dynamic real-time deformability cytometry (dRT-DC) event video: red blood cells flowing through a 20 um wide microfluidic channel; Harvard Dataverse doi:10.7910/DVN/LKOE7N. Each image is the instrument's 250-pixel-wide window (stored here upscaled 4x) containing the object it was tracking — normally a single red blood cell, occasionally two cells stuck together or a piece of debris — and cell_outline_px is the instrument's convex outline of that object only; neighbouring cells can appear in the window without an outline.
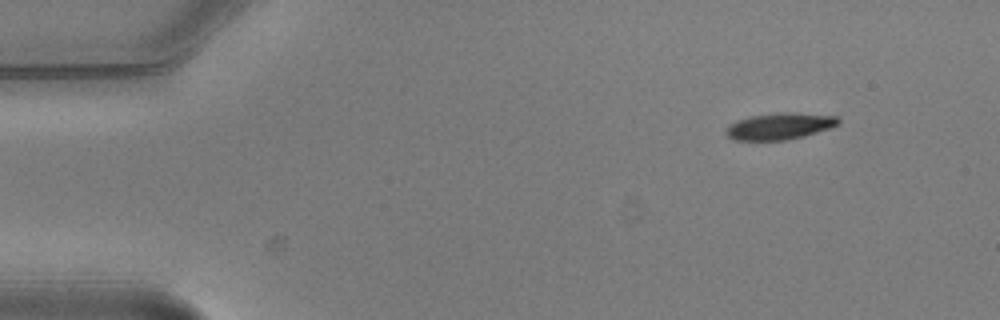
{"species": "common noctule bat (a hibernating species)", "species_latin": "Nyctalus noctula", "temperature_condition": "warm", "stored_images_in_passage": 5, "camera_frame_rate_fps": 3000, "um_per_image_px": 0.085, "animal": {"sex": "male", "body_mass_g": 20.5, "forearm_length_mm": 52.5}, "frame": {"image": 1, "passage_image": 1, "time_ms": 0.0, "image_size_px": [1000, 320], "cell_outline_px": [[840, 124], [832, 128], [804, 136], [788, 140], [732, 140], [724, 132], [732, 124], [740, 120], [752, 116], [784, 112], [792, 112], [836, 116], [840, 120]], "centroid_in_image_um": [66.34, 10.74], "position_along_channel_um": 18.7, "area_um2": 17.28}}
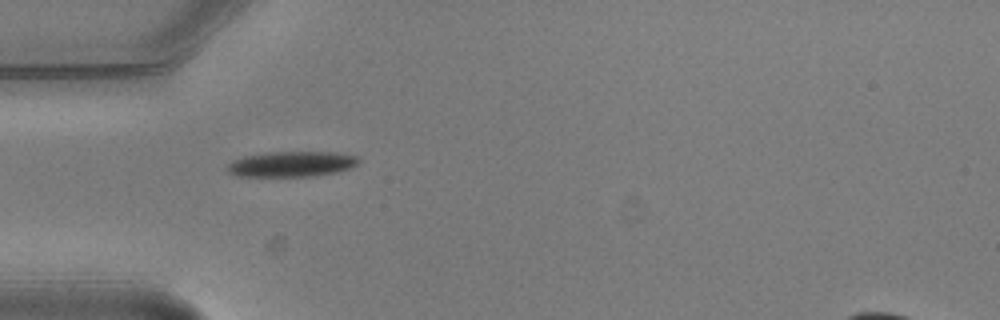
{"frame": {"image": 2, "passage_image": 4, "time_ms": 1.0, "image_size_px": [1000, 320], "cell_outline_px": [[360, 160], [356, 164], [340, 172], [316, 176], [236, 176], [228, 172], [228, 164], [232, 160], [244, 156], [272, 152], [332, 152], [356, 156]], "centroid_in_image_um": [24.78, 13.95], "position_along_channel_um": 60.2, "area_um2": 19.36}}
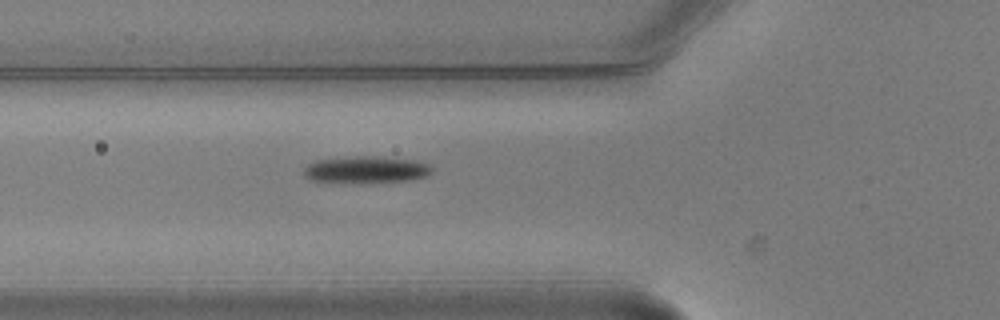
{"frame": {"image": 3, "passage_image": 5, "time_ms": 1.333, "image_size_px": [1000, 320], "cell_outline_px": [[432, 172], [428, 176], [412, 180], [308, 180], [304, 176], [304, 168], [308, 164], [316, 160], [356, 156], [380, 156], [416, 160], [428, 164], [432, 168]], "centroid_in_image_um": [31.17, 14.36], "position_along_channel_um": 94.6, "area_um2": 19.19}}